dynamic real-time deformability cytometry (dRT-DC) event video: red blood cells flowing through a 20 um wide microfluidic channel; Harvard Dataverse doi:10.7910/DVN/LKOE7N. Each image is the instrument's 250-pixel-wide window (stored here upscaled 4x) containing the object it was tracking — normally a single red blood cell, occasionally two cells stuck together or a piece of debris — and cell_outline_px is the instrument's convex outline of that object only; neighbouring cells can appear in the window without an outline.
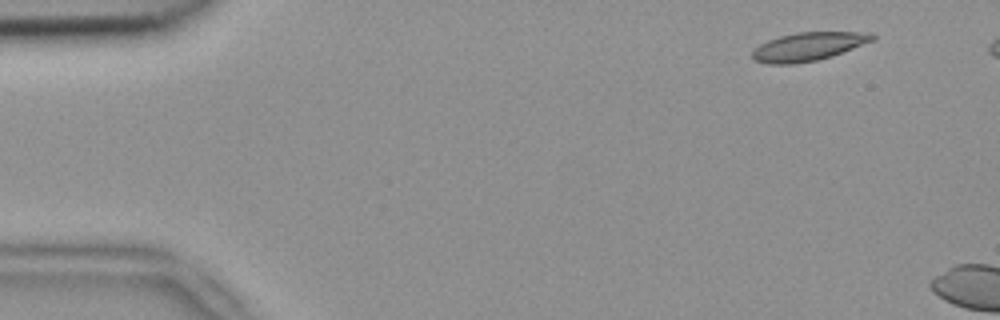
{"species": "common noctule bat (a hibernating species)", "species_latin": "Nyctalus noctula", "temperature_condition": "room temperature", "stored_images_in_passage": 3, "camera_frame_rate_fps": 3000, "um_per_image_px": 0.085, "animal": {"sex": "female", "body_mass_g": 18.4}, "frame": {"image": 1, "passage_image": 1, "time_ms": 0.0, "image_size_px": [1000, 320], "cell_outline_px": [[876, 40], [832, 56], [816, 60], [792, 64], [768, 64], [756, 60], [752, 56], [752, 52], [760, 44], [768, 40], [780, 36], [796, 32], [872, 32], [876, 36]], "centroid_in_image_um": [68.76, 3.94], "position_along_channel_um": 16.2, "area_um2": 19.88}}